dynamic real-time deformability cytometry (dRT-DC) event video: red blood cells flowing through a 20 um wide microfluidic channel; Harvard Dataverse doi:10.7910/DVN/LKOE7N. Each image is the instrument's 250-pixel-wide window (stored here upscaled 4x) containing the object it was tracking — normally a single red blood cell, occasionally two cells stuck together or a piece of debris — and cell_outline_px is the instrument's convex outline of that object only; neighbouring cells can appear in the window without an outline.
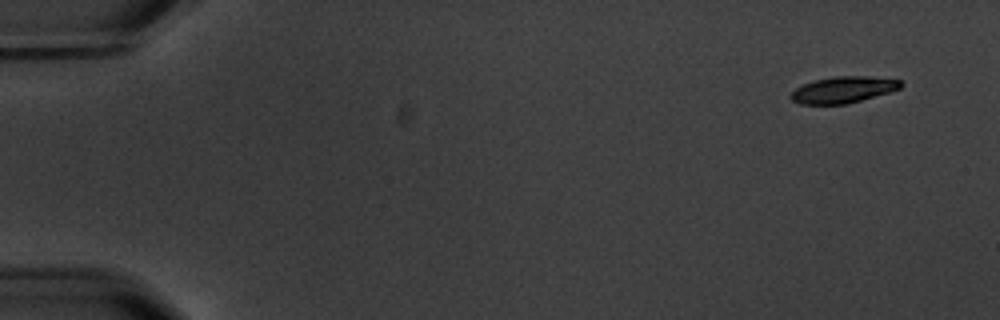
{"species": "common noctule bat (a hibernating species)", "species_latin": "Nyctalus noctula", "temperature_condition": "warm", "stored_images_in_passage": 5, "camera_frame_rate_fps": 3000, "um_per_image_px": 0.085, "animal": {"sex": "male", "body_mass_g": 20.1, "forearm_length_mm": 53.5}, "frame": {"image": 1, "passage_image": 1, "time_ms": 0.0, "image_size_px": [1000, 320], "cell_outline_px": [[904, 84], [900, 88], [888, 92], [848, 104], [800, 104], [792, 100], [788, 96], [796, 88], [804, 84], [816, 80], [832, 76], [868, 76], [900, 80]], "centroid_in_image_um": [71.66, 7.63], "position_along_channel_um": 13.3, "area_um2": 16.82}}
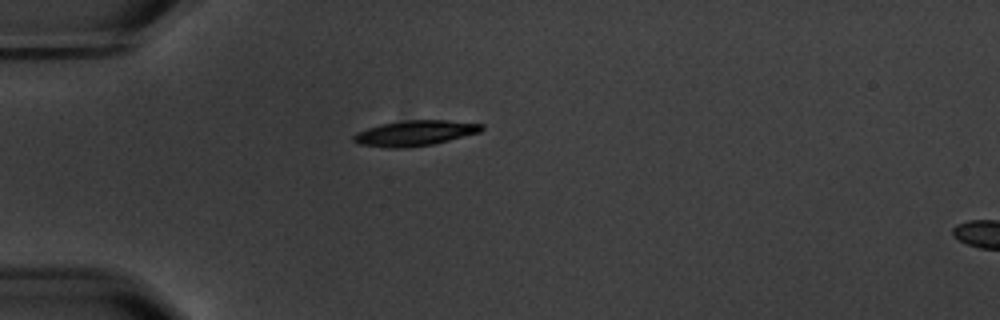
{"frame": {"image": 2, "passage_image": 5, "time_ms": 4.333, "image_size_px": [1000, 320], "cell_outline_px": [[484, 128], [480, 132], [432, 144], [404, 148], [388, 148], [360, 144], [352, 140], [352, 136], [356, 132], [380, 124], [404, 120], [448, 120], [484, 124]], "centroid_in_image_um": [35.25, 11.31], "position_along_channel_um": 49.7, "area_um2": 18.9}}